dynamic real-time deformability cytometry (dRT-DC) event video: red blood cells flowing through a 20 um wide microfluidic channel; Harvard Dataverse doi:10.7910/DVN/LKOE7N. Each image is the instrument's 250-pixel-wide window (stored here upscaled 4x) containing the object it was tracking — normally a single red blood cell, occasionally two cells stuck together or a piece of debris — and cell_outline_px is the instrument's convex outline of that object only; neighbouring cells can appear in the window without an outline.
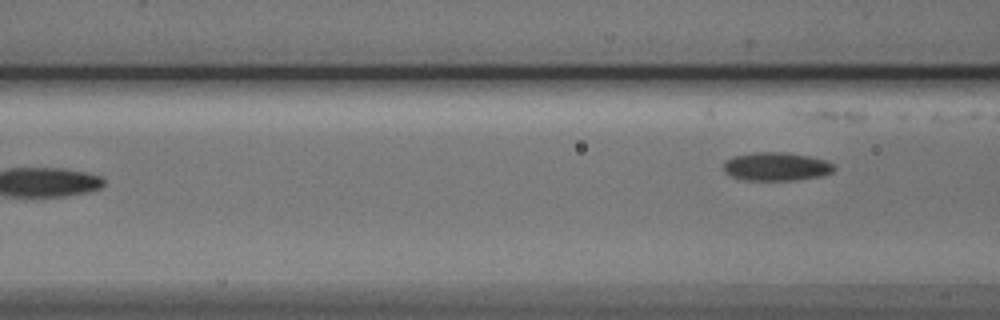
{"species": "Egyptian fruit bat (a non-hibernating species)", "species_latin": "Rousettus aegyptiacus", "temperature_condition": "cold", "stored_images_in_passage": 8, "camera_frame_rate_fps": 3000, "um_per_image_px": 0.085, "animal": {"sex": "male"}, "frame": {"image": 1, "passage_image": 8, "time_ms": 8.333, "image_size_px": [1000, 320], "cell_outline_px": [[836, 168], [832, 172], [820, 176], [792, 180], [748, 180], [732, 176], [724, 172], [724, 160], [732, 156], [756, 152], [784, 152], [808, 156], [824, 160], [832, 164]], "centroid_in_image_um": [65.95, 14.15], "position_along_channel_um": 100.6, "area_um2": 18.15}}